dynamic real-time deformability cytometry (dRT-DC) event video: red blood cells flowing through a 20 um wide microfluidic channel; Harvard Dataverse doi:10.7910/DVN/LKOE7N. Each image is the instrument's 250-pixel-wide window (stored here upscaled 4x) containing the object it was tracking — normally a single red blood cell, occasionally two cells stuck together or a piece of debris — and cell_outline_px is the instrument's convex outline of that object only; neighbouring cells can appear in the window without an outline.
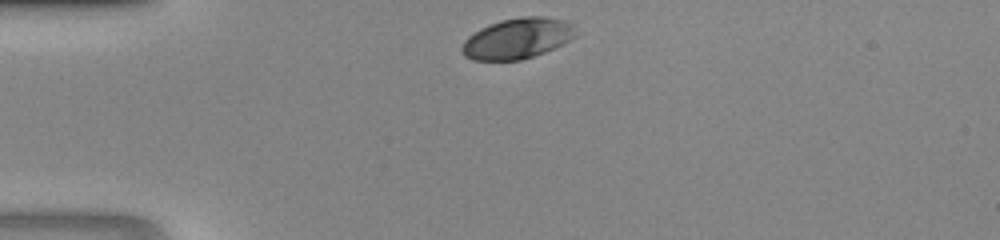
{"species": "human", "species_latin": "Homo sapiens", "temperature_condition": "room temperature", "stored_images_in_passage": 27, "camera_frame_rate_fps": 3000, "um_per_image_px": 0.085, "donor": {"sex": "male"}, "frame": {"image": 1, "passage_image": 1, "time_ms": 0.0, "image_size_px": [1000, 240], "cell_outline_px": [[576, 36], [544, 52], [520, 60], [472, 60], [464, 56], [460, 52], [460, 48], [464, 40], [468, 36], [480, 28], [488, 24], [500, 20], [520, 16], [544, 16], [564, 20], [572, 24]], "centroid_in_image_um": [43.91, 3.26], "position_along_channel_um": 41.1, "area_um2": 26.93}}
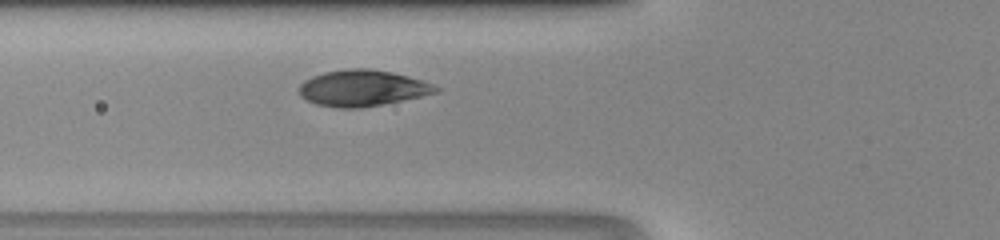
{"frame": {"image": 2, "passage_image": 7, "time_ms": 2.0, "image_size_px": [1000, 240], "cell_outline_px": [[444, 88], [440, 92], [360, 108], [340, 108], [316, 104], [300, 96], [300, 84], [304, 80], [312, 76], [324, 72], [344, 68], [372, 68], [392, 72], [408, 76]], "centroid_in_image_um": [30.81, 7.47], "position_along_channel_um": 95.0, "area_um2": 28.78}}
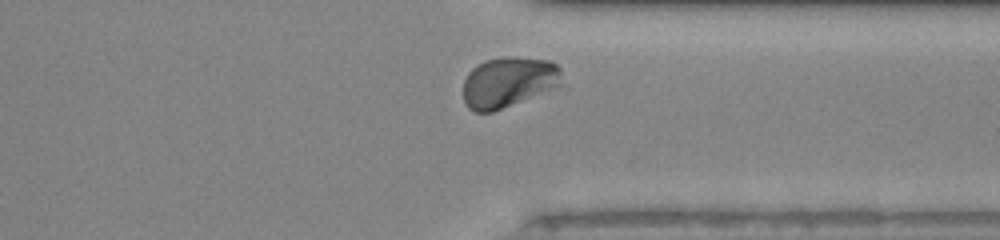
{"frame": {"image": 3, "passage_image": 25, "time_ms": 8.0, "image_size_px": [1000, 240], "cell_outline_px": [[568, 88], [492, 112], [472, 112], [464, 104], [464, 80], [468, 72], [476, 64], [484, 60], [504, 56], [516, 56], [548, 60], [556, 64], [560, 68]], "centroid_in_image_um": [43.36, 7.01], "position_along_channel_um": 368.0, "area_um2": 30.98}}